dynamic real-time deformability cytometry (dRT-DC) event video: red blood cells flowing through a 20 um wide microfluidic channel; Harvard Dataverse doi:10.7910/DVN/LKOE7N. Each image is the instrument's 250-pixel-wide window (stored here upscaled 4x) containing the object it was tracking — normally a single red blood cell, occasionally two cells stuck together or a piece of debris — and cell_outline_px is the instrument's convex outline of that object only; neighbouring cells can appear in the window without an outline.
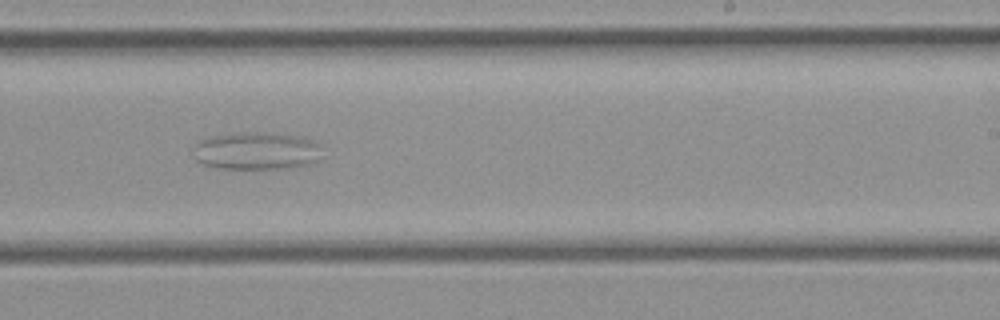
{"species": "common noctule bat (a hibernating species)", "species_latin": "Nyctalus noctula", "temperature_condition": "cold", "stored_images_in_passage": 26, "camera_frame_rate_fps": 3000, "um_per_image_px": 0.085, "animal": {"sex": "female", "body_mass_g": 21.9}, "frame": {"image": 1, "passage_image": 22, "time_ms": 7.0, "image_size_px": [1000, 320], "cell_outline_px": [[324, 144], [316, 160], [312, 164], [292, 168], [216, 168], [204, 164], [196, 160], [192, 144], [196, 140], [208, 136], [236, 132], [272, 132], [304, 136], [316, 140]], "centroid_in_image_um": [21.82, 12.79], "position_along_channel_um": 267.2, "area_um2": 29.19}}